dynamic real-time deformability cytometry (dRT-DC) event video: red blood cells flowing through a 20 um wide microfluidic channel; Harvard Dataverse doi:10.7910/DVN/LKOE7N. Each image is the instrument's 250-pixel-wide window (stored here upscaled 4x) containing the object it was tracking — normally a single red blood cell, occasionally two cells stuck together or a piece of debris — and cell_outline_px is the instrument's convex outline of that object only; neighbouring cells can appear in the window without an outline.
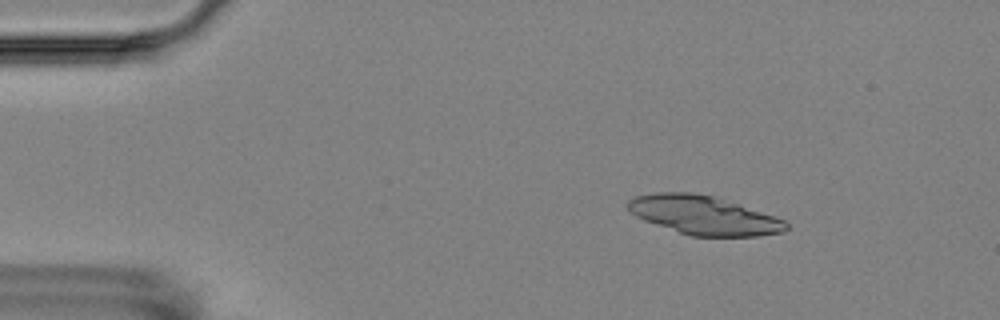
{"species": "Egyptian fruit bat (a non-hibernating species)", "species_latin": "Rousettus aegyptiacus", "temperature_condition": "room temperature", "stored_images_in_passage": 3, "camera_frame_rate_fps": 3000, "um_per_image_px": 0.085, "animal": {"sex": "female"}, "frame": {"image": 1, "passage_image": 1, "time_ms": 0.0, "image_size_px": [1000, 320], "cell_outline_px": [[788, 228], [784, 232], [760, 236], [688, 236], [644, 220], [628, 212], [628, 200], [636, 196], [656, 192], [692, 192], [712, 196], [784, 220], [788, 224]], "centroid_in_image_um": [59.76, 18.31], "position_along_channel_um": 25.2, "area_um2": 35.37}}